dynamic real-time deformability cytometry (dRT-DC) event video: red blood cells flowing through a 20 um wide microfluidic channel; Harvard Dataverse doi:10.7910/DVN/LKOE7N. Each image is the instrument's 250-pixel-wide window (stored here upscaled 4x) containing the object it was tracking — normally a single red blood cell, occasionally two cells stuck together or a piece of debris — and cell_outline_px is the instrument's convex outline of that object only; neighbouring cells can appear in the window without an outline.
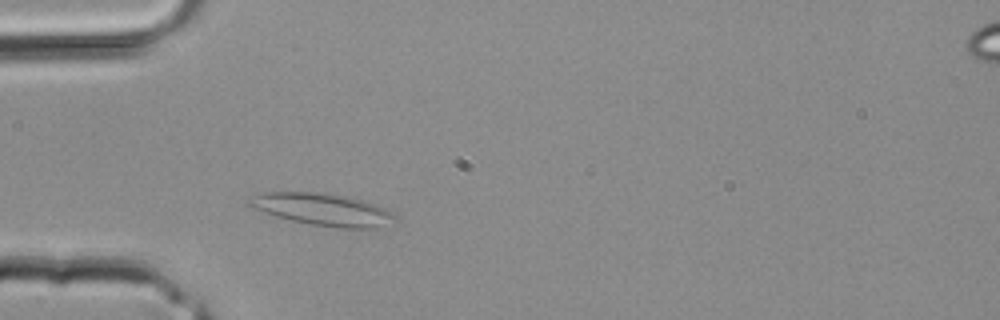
{"species": "common noctule bat (a hibernating species)", "species_latin": "Nyctalus noctula", "temperature_condition": "room temperature", "stored_images_in_passage": 2, "camera_frame_rate_fps": 3000, "um_per_image_px": 0.085, "animal": {"sex": "male", "body_mass_g": 20.4}, "frame": {"image": 1, "passage_image": 2, "time_ms": 0.333, "image_size_px": [1000, 320], "cell_outline_px": [[396, 216], [372, 228], [340, 228], [308, 224], [276, 216], [252, 208], [244, 204], [244, 200], [264, 192], [316, 192], [348, 196], [364, 200], [376, 204], [392, 212]], "centroid_in_image_um": [27.3, 17.78], "position_along_channel_um": 57.7, "area_um2": 27.05}}